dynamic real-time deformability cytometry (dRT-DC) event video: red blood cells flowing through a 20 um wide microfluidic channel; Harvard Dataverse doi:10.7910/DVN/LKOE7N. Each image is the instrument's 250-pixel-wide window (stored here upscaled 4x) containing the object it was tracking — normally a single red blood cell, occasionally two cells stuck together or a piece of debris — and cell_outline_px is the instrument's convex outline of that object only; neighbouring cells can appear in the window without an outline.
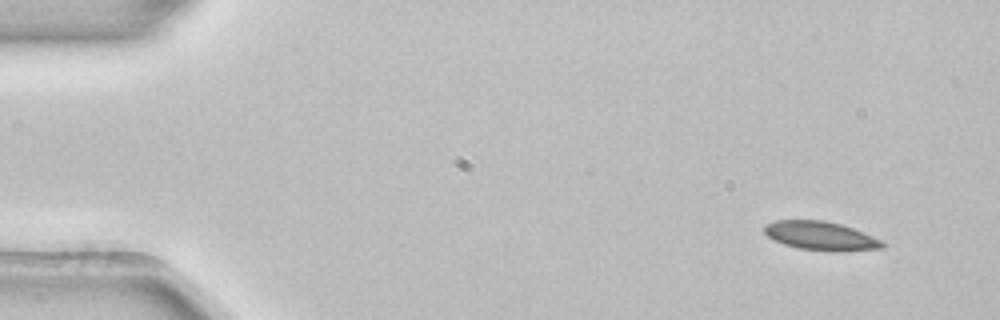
{"species": "common noctule bat (a hibernating species)", "species_latin": "Nyctalus noctula", "temperature_condition": "room temperature", "stored_images_in_passage": 3, "camera_frame_rate_fps": 3000, "um_per_image_px": 0.085, "animal": {"sex": "female", "body_mass_g": 22.7, "forearm_length_mm": 54.2}, "frame": {"image": 1, "passage_image": 1, "time_ms": 0.0, "image_size_px": [1000, 320], "cell_outline_px": [[884, 248], [840, 252], [832, 252], [800, 248], [784, 244], [768, 236], [764, 232], [764, 224], [776, 220], [824, 220], [840, 224], [864, 232], [880, 240], [884, 244]], "centroid_in_image_um": [69.77, 20.05], "position_along_channel_um": 15.2, "area_um2": 19.77}}
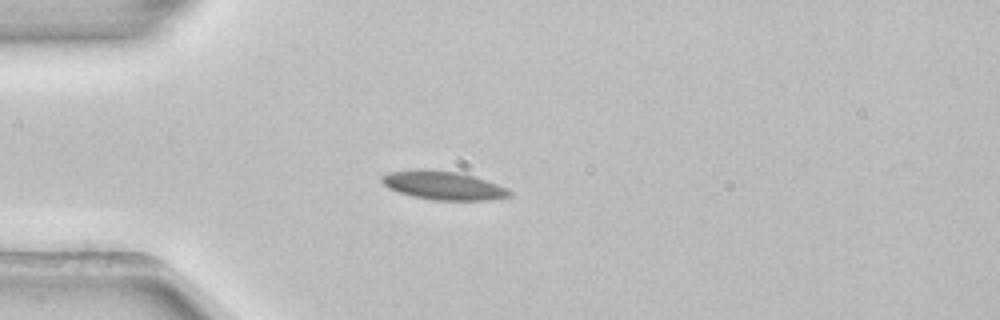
{"frame": {"image": 2, "passage_image": 3, "time_ms": 0.667, "image_size_px": [1000, 320], "cell_outline_px": [[512, 196], [488, 200], [432, 200], [412, 196], [388, 188], [380, 180], [380, 176], [388, 172], [416, 168], [424, 168], [464, 172], [476, 176], [508, 188], [512, 192]], "centroid_in_image_um": [37.68, 15.73], "position_along_channel_um": 47.3, "area_um2": 21.85}}